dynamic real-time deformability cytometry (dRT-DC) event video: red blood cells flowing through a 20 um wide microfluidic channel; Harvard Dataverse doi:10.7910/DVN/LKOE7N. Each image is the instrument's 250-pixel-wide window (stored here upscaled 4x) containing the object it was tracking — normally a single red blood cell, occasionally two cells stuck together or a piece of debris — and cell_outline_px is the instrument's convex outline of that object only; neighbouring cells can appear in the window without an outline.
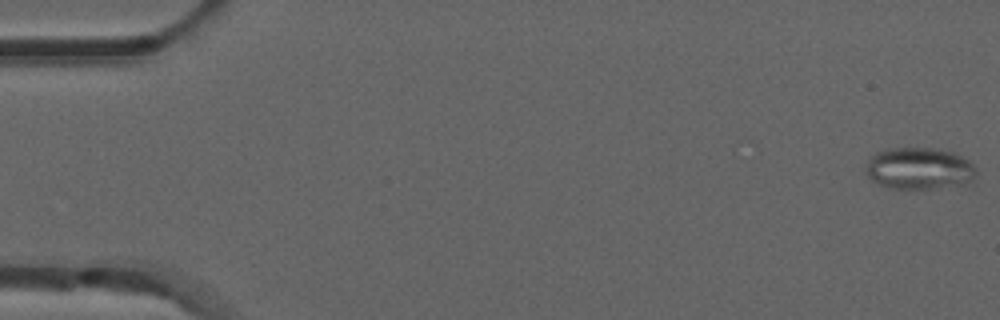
{"species": "common noctule bat (a hibernating species)", "species_latin": "Nyctalus noctula", "temperature_condition": "room temperature", "stored_images_in_passage": 42, "camera_frame_rate_fps": 3000, "um_per_image_px": 0.085, "animal": {"sex": "male", "forearm_length_mm": 52.5}, "frame": {"image": 1, "passage_image": 1, "time_ms": 0.0, "image_size_px": [1000, 320], "cell_outline_px": [[976, 172], [972, 180], [964, 184], [928, 188], [892, 188], [880, 184], [872, 180], [868, 176], [868, 160], [876, 152], [896, 148], [936, 148], [952, 152], [968, 160], [976, 168]], "centroid_in_image_um": [78.16, 14.31], "position_along_channel_um": 6.8, "area_um2": 26.36}}
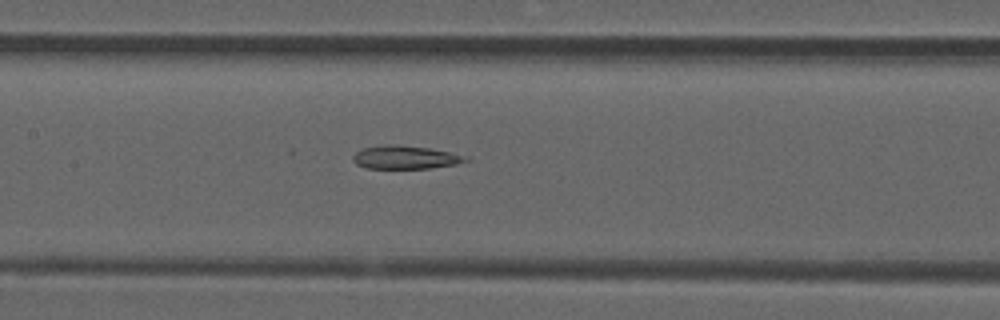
{"frame": {"image": 2, "passage_image": 25, "time_ms": 8.0, "image_size_px": [1000, 320], "cell_outline_px": [[472, 160], [456, 164], [432, 168], [364, 168], [356, 164], [352, 160], [352, 156], [356, 152], [364, 148], [384, 144], [396, 144], [428, 148], [468, 156]], "centroid_in_image_um": [34.45, 13.37], "position_along_channel_um": 172.9, "area_um2": 15.37}}
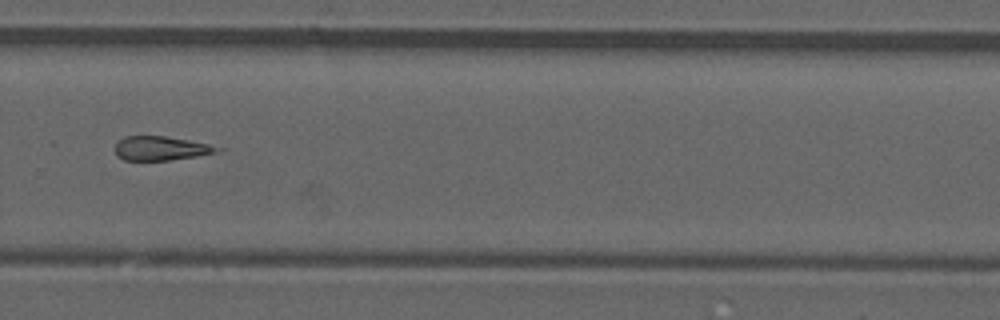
{"frame": {"image": 3, "passage_image": 36, "time_ms": 11.667, "image_size_px": [1000, 320], "cell_outline_px": [[224, 148], [212, 152], [196, 156], [168, 160], [124, 160], [116, 156], [116, 144], [124, 136], [164, 136], [188, 140], [208, 144]], "centroid_in_image_um": [13.62, 12.6], "position_along_channel_um": 316.2, "area_um2": 14.05}, "authors_computed_cell_mechanics": {"area_um2": 16.6175, "velocity_mm_per_s": 3.9192, "shape_relaxation_time_tau1_ms": null, "shape_relaxation_time_tau2_ms": 10.7615, "deformation_change_tau1": null, "deformation_change_tau2": 0.2992}}